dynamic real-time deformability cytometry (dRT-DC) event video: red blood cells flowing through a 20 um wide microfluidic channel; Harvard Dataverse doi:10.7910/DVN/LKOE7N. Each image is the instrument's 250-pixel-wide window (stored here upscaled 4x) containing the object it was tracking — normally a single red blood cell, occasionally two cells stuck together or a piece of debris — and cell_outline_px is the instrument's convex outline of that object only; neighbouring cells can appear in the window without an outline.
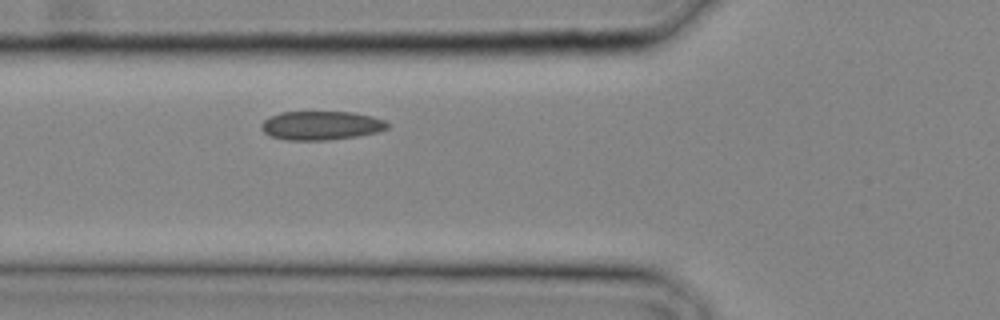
{"species": "common noctule bat (a hibernating species)", "species_latin": "Nyctalus noctula", "temperature_condition": "cold", "stored_images_in_passage": 6, "camera_frame_rate_fps": 3000, "um_per_image_px": 0.085, "animal": {"sex": "male", "body_mass_g": 20.4}, "frame": {"image": 1, "passage_image": 4, "time_ms": 1.0, "image_size_px": [1000, 320], "cell_outline_px": [[388, 128], [376, 132], [356, 136], [328, 140], [288, 140], [272, 136], [264, 132], [260, 128], [260, 124], [264, 120], [280, 112], [352, 112], [372, 116], [384, 120], [388, 124]], "centroid_in_image_um": [27.28, 10.66], "position_along_channel_um": 98.5, "area_um2": 21.04}}
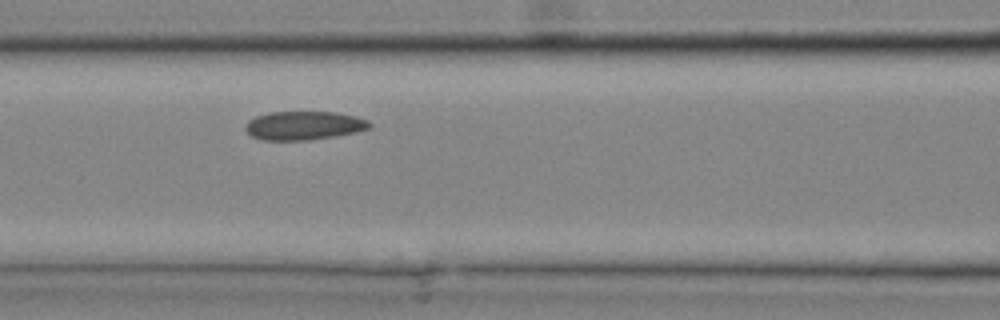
{"frame": {"image": 2, "passage_image": 6, "time_ms": 1.667, "image_size_px": [1000, 320], "cell_outline_px": [[372, 124], [368, 128], [356, 132], [308, 140], [260, 140], [252, 136], [244, 128], [248, 120], [256, 116], [268, 112], [336, 112], [356, 116], [368, 120]], "centroid_in_image_um": [25.8, 10.66], "position_along_channel_um": 140.8, "area_um2": 20.69}}